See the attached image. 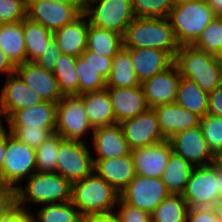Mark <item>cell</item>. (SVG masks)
Segmentation results:
<instances>
[{"label":"cell","mask_w":222,"mask_h":222,"mask_svg":"<svg viewBox=\"0 0 222 222\" xmlns=\"http://www.w3.org/2000/svg\"><path fill=\"white\" fill-rule=\"evenodd\" d=\"M113 57L95 54L87 49L76 57V73L79 81V95L101 91L106 88Z\"/></svg>","instance_id":"cell-12"},{"label":"cell","mask_w":222,"mask_h":222,"mask_svg":"<svg viewBox=\"0 0 222 222\" xmlns=\"http://www.w3.org/2000/svg\"><path fill=\"white\" fill-rule=\"evenodd\" d=\"M194 167L182 156L171 154L169 162L161 176L170 194H182L185 191L190 174Z\"/></svg>","instance_id":"cell-31"},{"label":"cell","mask_w":222,"mask_h":222,"mask_svg":"<svg viewBox=\"0 0 222 222\" xmlns=\"http://www.w3.org/2000/svg\"><path fill=\"white\" fill-rule=\"evenodd\" d=\"M80 14L74 5L50 0H27V18L53 33L71 23Z\"/></svg>","instance_id":"cell-14"},{"label":"cell","mask_w":222,"mask_h":222,"mask_svg":"<svg viewBox=\"0 0 222 222\" xmlns=\"http://www.w3.org/2000/svg\"><path fill=\"white\" fill-rule=\"evenodd\" d=\"M193 46L216 56L222 46V17L216 16L204 28Z\"/></svg>","instance_id":"cell-38"},{"label":"cell","mask_w":222,"mask_h":222,"mask_svg":"<svg viewBox=\"0 0 222 222\" xmlns=\"http://www.w3.org/2000/svg\"><path fill=\"white\" fill-rule=\"evenodd\" d=\"M169 195L170 192L161 178H149L136 174L121 192L120 198L125 203L151 214Z\"/></svg>","instance_id":"cell-11"},{"label":"cell","mask_w":222,"mask_h":222,"mask_svg":"<svg viewBox=\"0 0 222 222\" xmlns=\"http://www.w3.org/2000/svg\"><path fill=\"white\" fill-rule=\"evenodd\" d=\"M131 150L161 143L166 139L159 130L154 108L119 123Z\"/></svg>","instance_id":"cell-15"},{"label":"cell","mask_w":222,"mask_h":222,"mask_svg":"<svg viewBox=\"0 0 222 222\" xmlns=\"http://www.w3.org/2000/svg\"><path fill=\"white\" fill-rule=\"evenodd\" d=\"M207 113L222 117V85L218 86L208 95Z\"/></svg>","instance_id":"cell-47"},{"label":"cell","mask_w":222,"mask_h":222,"mask_svg":"<svg viewBox=\"0 0 222 222\" xmlns=\"http://www.w3.org/2000/svg\"><path fill=\"white\" fill-rule=\"evenodd\" d=\"M17 75V76H16ZM0 95V117L7 119L14 111L32 107L43 102V99L16 72L7 76ZM0 124L1 118H0Z\"/></svg>","instance_id":"cell-16"},{"label":"cell","mask_w":222,"mask_h":222,"mask_svg":"<svg viewBox=\"0 0 222 222\" xmlns=\"http://www.w3.org/2000/svg\"><path fill=\"white\" fill-rule=\"evenodd\" d=\"M217 60L222 63V46L218 54L216 55Z\"/></svg>","instance_id":"cell-56"},{"label":"cell","mask_w":222,"mask_h":222,"mask_svg":"<svg viewBox=\"0 0 222 222\" xmlns=\"http://www.w3.org/2000/svg\"><path fill=\"white\" fill-rule=\"evenodd\" d=\"M140 83L150 79L155 74L169 68L174 58L165 51L156 48H126Z\"/></svg>","instance_id":"cell-23"},{"label":"cell","mask_w":222,"mask_h":222,"mask_svg":"<svg viewBox=\"0 0 222 222\" xmlns=\"http://www.w3.org/2000/svg\"><path fill=\"white\" fill-rule=\"evenodd\" d=\"M9 133L19 142L36 150L52 133L44 128L9 127Z\"/></svg>","instance_id":"cell-41"},{"label":"cell","mask_w":222,"mask_h":222,"mask_svg":"<svg viewBox=\"0 0 222 222\" xmlns=\"http://www.w3.org/2000/svg\"><path fill=\"white\" fill-rule=\"evenodd\" d=\"M124 48H156L173 58L179 49L168 18L135 17L123 35Z\"/></svg>","instance_id":"cell-1"},{"label":"cell","mask_w":222,"mask_h":222,"mask_svg":"<svg viewBox=\"0 0 222 222\" xmlns=\"http://www.w3.org/2000/svg\"><path fill=\"white\" fill-rule=\"evenodd\" d=\"M81 222H119L115 211L83 215Z\"/></svg>","instance_id":"cell-49"},{"label":"cell","mask_w":222,"mask_h":222,"mask_svg":"<svg viewBox=\"0 0 222 222\" xmlns=\"http://www.w3.org/2000/svg\"><path fill=\"white\" fill-rule=\"evenodd\" d=\"M27 18V0H0V24Z\"/></svg>","instance_id":"cell-42"},{"label":"cell","mask_w":222,"mask_h":222,"mask_svg":"<svg viewBox=\"0 0 222 222\" xmlns=\"http://www.w3.org/2000/svg\"><path fill=\"white\" fill-rule=\"evenodd\" d=\"M159 130L168 140L171 136L200 125L201 117L176 103L163 104L154 107Z\"/></svg>","instance_id":"cell-21"},{"label":"cell","mask_w":222,"mask_h":222,"mask_svg":"<svg viewBox=\"0 0 222 222\" xmlns=\"http://www.w3.org/2000/svg\"><path fill=\"white\" fill-rule=\"evenodd\" d=\"M93 128L116 124L109 94L106 89L79 95Z\"/></svg>","instance_id":"cell-27"},{"label":"cell","mask_w":222,"mask_h":222,"mask_svg":"<svg viewBox=\"0 0 222 222\" xmlns=\"http://www.w3.org/2000/svg\"><path fill=\"white\" fill-rule=\"evenodd\" d=\"M168 141L173 152L182 156L193 167L215 163V156L208 148L200 125L179 132L171 136Z\"/></svg>","instance_id":"cell-13"},{"label":"cell","mask_w":222,"mask_h":222,"mask_svg":"<svg viewBox=\"0 0 222 222\" xmlns=\"http://www.w3.org/2000/svg\"><path fill=\"white\" fill-rule=\"evenodd\" d=\"M84 8L90 25L124 35L135 18L131 0H96Z\"/></svg>","instance_id":"cell-7"},{"label":"cell","mask_w":222,"mask_h":222,"mask_svg":"<svg viewBox=\"0 0 222 222\" xmlns=\"http://www.w3.org/2000/svg\"><path fill=\"white\" fill-rule=\"evenodd\" d=\"M50 1L74 5L81 13L84 12V9L81 7L80 0H50Z\"/></svg>","instance_id":"cell-53"},{"label":"cell","mask_w":222,"mask_h":222,"mask_svg":"<svg viewBox=\"0 0 222 222\" xmlns=\"http://www.w3.org/2000/svg\"><path fill=\"white\" fill-rule=\"evenodd\" d=\"M94 130L79 95H64L56 104L55 133L65 140L81 141L82 136Z\"/></svg>","instance_id":"cell-8"},{"label":"cell","mask_w":222,"mask_h":222,"mask_svg":"<svg viewBox=\"0 0 222 222\" xmlns=\"http://www.w3.org/2000/svg\"><path fill=\"white\" fill-rule=\"evenodd\" d=\"M35 172V150L27 144L19 142L10 133H7V147L3 162L2 182L17 189L19 186L18 182H21L20 180L23 178L27 180V178Z\"/></svg>","instance_id":"cell-9"},{"label":"cell","mask_w":222,"mask_h":222,"mask_svg":"<svg viewBox=\"0 0 222 222\" xmlns=\"http://www.w3.org/2000/svg\"><path fill=\"white\" fill-rule=\"evenodd\" d=\"M181 75L173 63L166 70L141 83L149 108L175 103Z\"/></svg>","instance_id":"cell-17"},{"label":"cell","mask_w":222,"mask_h":222,"mask_svg":"<svg viewBox=\"0 0 222 222\" xmlns=\"http://www.w3.org/2000/svg\"><path fill=\"white\" fill-rule=\"evenodd\" d=\"M215 17L205 0H188L174 4L168 19L178 45L184 46L193 45Z\"/></svg>","instance_id":"cell-3"},{"label":"cell","mask_w":222,"mask_h":222,"mask_svg":"<svg viewBox=\"0 0 222 222\" xmlns=\"http://www.w3.org/2000/svg\"><path fill=\"white\" fill-rule=\"evenodd\" d=\"M120 195L94 171L72 183L71 202L83 215L113 211Z\"/></svg>","instance_id":"cell-4"},{"label":"cell","mask_w":222,"mask_h":222,"mask_svg":"<svg viewBox=\"0 0 222 222\" xmlns=\"http://www.w3.org/2000/svg\"><path fill=\"white\" fill-rule=\"evenodd\" d=\"M140 85L129 51L122 47L112 59L111 73L106 80V87L132 88Z\"/></svg>","instance_id":"cell-30"},{"label":"cell","mask_w":222,"mask_h":222,"mask_svg":"<svg viewBox=\"0 0 222 222\" xmlns=\"http://www.w3.org/2000/svg\"><path fill=\"white\" fill-rule=\"evenodd\" d=\"M65 139L51 134L36 150V172H56L57 155L60 144Z\"/></svg>","instance_id":"cell-37"},{"label":"cell","mask_w":222,"mask_h":222,"mask_svg":"<svg viewBox=\"0 0 222 222\" xmlns=\"http://www.w3.org/2000/svg\"><path fill=\"white\" fill-rule=\"evenodd\" d=\"M63 95H79V81L76 73V57L61 54L52 71Z\"/></svg>","instance_id":"cell-35"},{"label":"cell","mask_w":222,"mask_h":222,"mask_svg":"<svg viewBox=\"0 0 222 222\" xmlns=\"http://www.w3.org/2000/svg\"><path fill=\"white\" fill-rule=\"evenodd\" d=\"M135 17L168 18L172 0H131Z\"/></svg>","instance_id":"cell-40"},{"label":"cell","mask_w":222,"mask_h":222,"mask_svg":"<svg viewBox=\"0 0 222 222\" xmlns=\"http://www.w3.org/2000/svg\"><path fill=\"white\" fill-rule=\"evenodd\" d=\"M27 179L25 189L22 186L16 189L18 207L28 201L43 205L71 201L72 184L58 173L35 172Z\"/></svg>","instance_id":"cell-5"},{"label":"cell","mask_w":222,"mask_h":222,"mask_svg":"<svg viewBox=\"0 0 222 222\" xmlns=\"http://www.w3.org/2000/svg\"><path fill=\"white\" fill-rule=\"evenodd\" d=\"M61 54L62 53L60 49L53 39L47 45V49L43 52V54L39 56L34 62L46 70L53 71L56 66L57 59Z\"/></svg>","instance_id":"cell-46"},{"label":"cell","mask_w":222,"mask_h":222,"mask_svg":"<svg viewBox=\"0 0 222 222\" xmlns=\"http://www.w3.org/2000/svg\"><path fill=\"white\" fill-rule=\"evenodd\" d=\"M182 196L189 208L219 207L222 202V168L215 163L194 167Z\"/></svg>","instance_id":"cell-6"},{"label":"cell","mask_w":222,"mask_h":222,"mask_svg":"<svg viewBox=\"0 0 222 222\" xmlns=\"http://www.w3.org/2000/svg\"><path fill=\"white\" fill-rule=\"evenodd\" d=\"M7 130L0 124V181L3 176V162L5 157V150L7 147Z\"/></svg>","instance_id":"cell-50"},{"label":"cell","mask_w":222,"mask_h":222,"mask_svg":"<svg viewBox=\"0 0 222 222\" xmlns=\"http://www.w3.org/2000/svg\"><path fill=\"white\" fill-rule=\"evenodd\" d=\"M215 164L222 168V150L215 156Z\"/></svg>","instance_id":"cell-54"},{"label":"cell","mask_w":222,"mask_h":222,"mask_svg":"<svg viewBox=\"0 0 222 222\" xmlns=\"http://www.w3.org/2000/svg\"><path fill=\"white\" fill-rule=\"evenodd\" d=\"M172 153L168 140L131 150L136 174L161 178Z\"/></svg>","instance_id":"cell-18"},{"label":"cell","mask_w":222,"mask_h":222,"mask_svg":"<svg viewBox=\"0 0 222 222\" xmlns=\"http://www.w3.org/2000/svg\"><path fill=\"white\" fill-rule=\"evenodd\" d=\"M0 222H34V215L26 210L23 205L16 206L10 213L3 217Z\"/></svg>","instance_id":"cell-48"},{"label":"cell","mask_w":222,"mask_h":222,"mask_svg":"<svg viewBox=\"0 0 222 222\" xmlns=\"http://www.w3.org/2000/svg\"><path fill=\"white\" fill-rule=\"evenodd\" d=\"M123 47V36L116 32L89 24L87 50L106 57L114 55Z\"/></svg>","instance_id":"cell-32"},{"label":"cell","mask_w":222,"mask_h":222,"mask_svg":"<svg viewBox=\"0 0 222 222\" xmlns=\"http://www.w3.org/2000/svg\"><path fill=\"white\" fill-rule=\"evenodd\" d=\"M205 1L212 8L215 16L222 17V0H205Z\"/></svg>","instance_id":"cell-52"},{"label":"cell","mask_w":222,"mask_h":222,"mask_svg":"<svg viewBox=\"0 0 222 222\" xmlns=\"http://www.w3.org/2000/svg\"><path fill=\"white\" fill-rule=\"evenodd\" d=\"M95 173L120 195L136 175L132 154L119 158L94 159Z\"/></svg>","instance_id":"cell-22"},{"label":"cell","mask_w":222,"mask_h":222,"mask_svg":"<svg viewBox=\"0 0 222 222\" xmlns=\"http://www.w3.org/2000/svg\"><path fill=\"white\" fill-rule=\"evenodd\" d=\"M0 49L15 66L27 62L23 20L0 24Z\"/></svg>","instance_id":"cell-28"},{"label":"cell","mask_w":222,"mask_h":222,"mask_svg":"<svg viewBox=\"0 0 222 222\" xmlns=\"http://www.w3.org/2000/svg\"><path fill=\"white\" fill-rule=\"evenodd\" d=\"M16 66L9 60L5 53L0 49V73H8V75L15 72Z\"/></svg>","instance_id":"cell-51"},{"label":"cell","mask_w":222,"mask_h":222,"mask_svg":"<svg viewBox=\"0 0 222 222\" xmlns=\"http://www.w3.org/2000/svg\"><path fill=\"white\" fill-rule=\"evenodd\" d=\"M96 0H80L81 2V7L84 9L86 8L89 4H92Z\"/></svg>","instance_id":"cell-55"},{"label":"cell","mask_w":222,"mask_h":222,"mask_svg":"<svg viewBox=\"0 0 222 222\" xmlns=\"http://www.w3.org/2000/svg\"><path fill=\"white\" fill-rule=\"evenodd\" d=\"M219 209H220V212H221V215H222V202L219 205Z\"/></svg>","instance_id":"cell-58"},{"label":"cell","mask_w":222,"mask_h":222,"mask_svg":"<svg viewBox=\"0 0 222 222\" xmlns=\"http://www.w3.org/2000/svg\"><path fill=\"white\" fill-rule=\"evenodd\" d=\"M89 146L82 141L64 140L58 149L56 172L71 184L93 172L94 162Z\"/></svg>","instance_id":"cell-10"},{"label":"cell","mask_w":222,"mask_h":222,"mask_svg":"<svg viewBox=\"0 0 222 222\" xmlns=\"http://www.w3.org/2000/svg\"><path fill=\"white\" fill-rule=\"evenodd\" d=\"M92 134L93 145L98 155L95 159L119 158L131 154L119 123L96 127Z\"/></svg>","instance_id":"cell-25"},{"label":"cell","mask_w":222,"mask_h":222,"mask_svg":"<svg viewBox=\"0 0 222 222\" xmlns=\"http://www.w3.org/2000/svg\"><path fill=\"white\" fill-rule=\"evenodd\" d=\"M116 123L135 117L149 107L142 85L132 88L106 87Z\"/></svg>","instance_id":"cell-20"},{"label":"cell","mask_w":222,"mask_h":222,"mask_svg":"<svg viewBox=\"0 0 222 222\" xmlns=\"http://www.w3.org/2000/svg\"><path fill=\"white\" fill-rule=\"evenodd\" d=\"M200 126L209 150L216 156L222 150V117L205 114Z\"/></svg>","instance_id":"cell-39"},{"label":"cell","mask_w":222,"mask_h":222,"mask_svg":"<svg viewBox=\"0 0 222 222\" xmlns=\"http://www.w3.org/2000/svg\"><path fill=\"white\" fill-rule=\"evenodd\" d=\"M174 2V4L179 3L181 1H188V0H172Z\"/></svg>","instance_id":"cell-57"},{"label":"cell","mask_w":222,"mask_h":222,"mask_svg":"<svg viewBox=\"0 0 222 222\" xmlns=\"http://www.w3.org/2000/svg\"><path fill=\"white\" fill-rule=\"evenodd\" d=\"M188 210L182 194H170L151 213V222H187Z\"/></svg>","instance_id":"cell-34"},{"label":"cell","mask_w":222,"mask_h":222,"mask_svg":"<svg viewBox=\"0 0 222 222\" xmlns=\"http://www.w3.org/2000/svg\"><path fill=\"white\" fill-rule=\"evenodd\" d=\"M9 127L44 128L52 134L56 129V103L43 101L38 105L18 109L7 119Z\"/></svg>","instance_id":"cell-24"},{"label":"cell","mask_w":222,"mask_h":222,"mask_svg":"<svg viewBox=\"0 0 222 222\" xmlns=\"http://www.w3.org/2000/svg\"><path fill=\"white\" fill-rule=\"evenodd\" d=\"M24 42L27 51V62H34L47 49L53 40V32L40 23L23 19Z\"/></svg>","instance_id":"cell-33"},{"label":"cell","mask_w":222,"mask_h":222,"mask_svg":"<svg viewBox=\"0 0 222 222\" xmlns=\"http://www.w3.org/2000/svg\"><path fill=\"white\" fill-rule=\"evenodd\" d=\"M174 64L182 77L194 81L208 94L222 85L221 63L216 56L193 45L180 46Z\"/></svg>","instance_id":"cell-2"},{"label":"cell","mask_w":222,"mask_h":222,"mask_svg":"<svg viewBox=\"0 0 222 222\" xmlns=\"http://www.w3.org/2000/svg\"><path fill=\"white\" fill-rule=\"evenodd\" d=\"M118 204L119 208L121 207L119 212H116L119 222H151L150 213L125 203L120 197Z\"/></svg>","instance_id":"cell-43"},{"label":"cell","mask_w":222,"mask_h":222,"mask_svg":"<svg viewBox=\"0 0 222 222\" xmlns=\"http://www.w3.org/2000/svg\"><path fill=\"white\" fill-rule=\"evenodd\" d=\"M208 93L194 81L185 77L180 78L175 103L180 107L203 117L207 114Z\"/></svg>","instance_id":"cell-29"},{"label":"cell","mask_w":222,"mask_h":222,"mask_svg":"<svg viewBox=\"0 0 222 222\" xmlns=\"http://www.w3.org/2000/svg\"><path fill=\"white\" fill-rule=\"evenodd\" d=\"M187 222H222L219 207H192L187 213Z\"/></svg>","instance_id":"cell-44"},{"label":"cell","mask_w":222,"mask_h":222,"mask_svg":"<svg viewBox=\"0 0 222 222\" xmlns=\"http://www.w3.org/2000/svg\"><path fill=\"white\" fill-rule=\"evenodd\" d=\"M71 201L45 204L34 216V222H81L82 214Z\"/></svg>","instance_id":"cell-36"},{"label":"cell","mask_w":222,"mask_h":222,"mask_svg":"<svg viewBox=\"0 0 222 222\" xmlns=\"http://www.w3.org/2000/svg\"><path fill=\"white\" fill-rule=\"evenodd\" d=\"M16 206V189L0 181V221Z\"/></svg>","instance_id":"cell-45"},{"label":"cell","mask_w":222,"mask_h":222,"mask_svg":"<svg viewBox=\"0 0 222 222\" xmlns=\"http://www.w3.org/2000/svg\"><path fill=\"white\" fill-rule=\"evenodd\" d=\"M85 17L81 13L71 23L53 33V39L62 54L79 57L86 50L89 22L84 20Z\"/></svg>","instance_id":"cell-26"},{"label":"cell","mask_w":222,"mask_h":222,"mask_svg":"<svg viewBox=\"0 0 222 222\" xmlns=\"http://www.w3.org/2000/svg\"><path fill=\"white\" fill-rule=\"evenodd\" d=\"M16 74L33 89L43 101L58 103L64 96L58 87L53 72L37 65L35 62H25L15 68Z\"/></svg>","instance_id":"cell-19"}]
</instances>
